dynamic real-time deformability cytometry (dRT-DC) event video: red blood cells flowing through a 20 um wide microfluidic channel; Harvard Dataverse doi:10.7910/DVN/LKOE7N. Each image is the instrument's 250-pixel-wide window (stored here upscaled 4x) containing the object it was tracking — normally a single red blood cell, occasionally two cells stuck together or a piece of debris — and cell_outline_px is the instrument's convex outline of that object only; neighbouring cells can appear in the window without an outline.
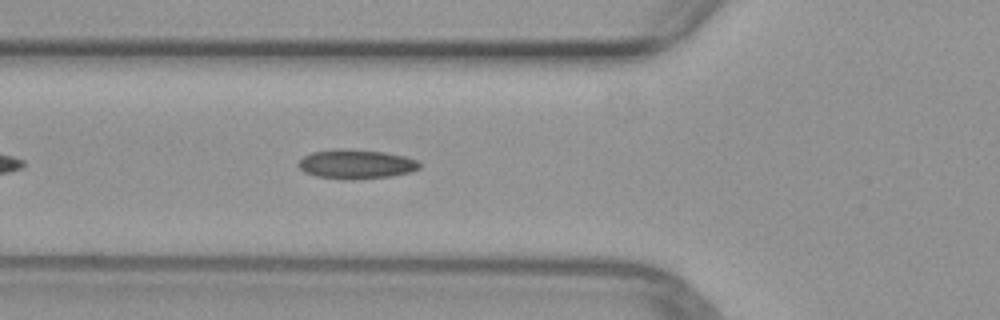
{"species": "common noctule bat (a hibernating species)", "species_latin": "Nyctalus noctula", "temperature_condition": "warm", "stored_images_in_passage": 33, "camera_frame_rate_fps": 3000, "um_per_image_px": 0.085, "animal": {"sex": "female", "body_mass_g": 29.2, "forearm_length_mm": 56.3}, "frame": {"image": 1, "passage_image": 6, "time_ms": 1.667, "image_size_px": [1000, 320], "cell_outline_px": [[420, 168], [412, 172], [392, 176], [352, 180], [344, 180], [316, 176], [304, 172], [300, 168], [300, 160], [304, 156], [312, 152], [336, 148], [344, 148], [384, 152], [404, 156], [416, 160], [420, 164]], "centroid_in_image_um": [30.28, 13.96], "position_along_channel_um": 95.5, "area_um2": 20.81}}
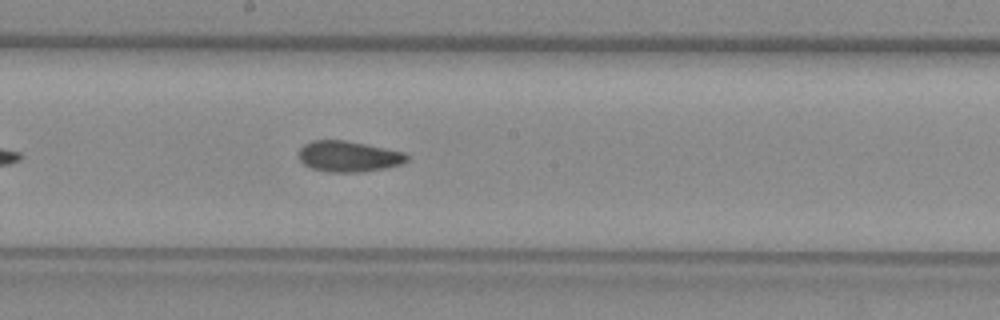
{"frame": {"image": 2, "passage_image": 15, "time_ms": 4.667, "image_size_px": [1000, 320], "cell_outline_px": [[408, 160], [400, 164], [384, 168], [360, 172], [328, 172], [312, 168], [304, 164], [300, 160], [300, 148], [304, 144], [312, 140], [344, 140], [404, 152], [408, 156]], "centroid_in_image_um": [29.61, 13.29], "position_along_channel_um": 218.6, "area_um2": 19.19}}
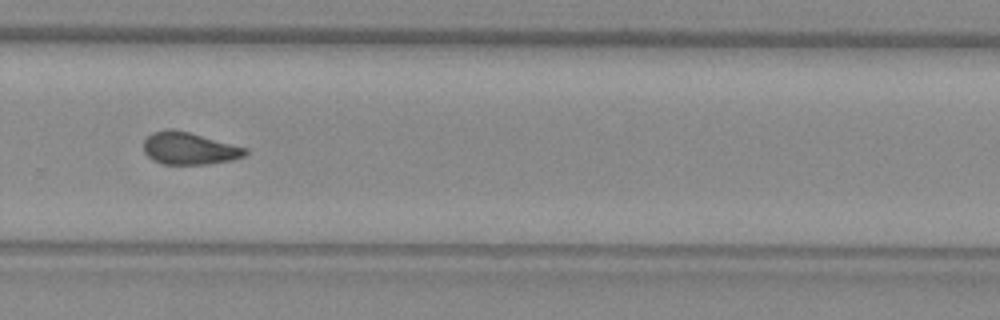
{"frame": {"image": 3, "passage_image": 22, "time_ms": 7.0, "image_size_px": [1000, 320], "cell_outline_px": [[248, 152], [244, 156], [232, 160], [204, 164], [164, 164], [152, 160], [144, 152], [144, 140], [152, 132], [168, 128], [172, 128], [188, 132], [248, 148]], "centroid_in_image_um": [16.07, 12.61], "position_along_channel_um": 313.7, "area_um2": 19.07}}